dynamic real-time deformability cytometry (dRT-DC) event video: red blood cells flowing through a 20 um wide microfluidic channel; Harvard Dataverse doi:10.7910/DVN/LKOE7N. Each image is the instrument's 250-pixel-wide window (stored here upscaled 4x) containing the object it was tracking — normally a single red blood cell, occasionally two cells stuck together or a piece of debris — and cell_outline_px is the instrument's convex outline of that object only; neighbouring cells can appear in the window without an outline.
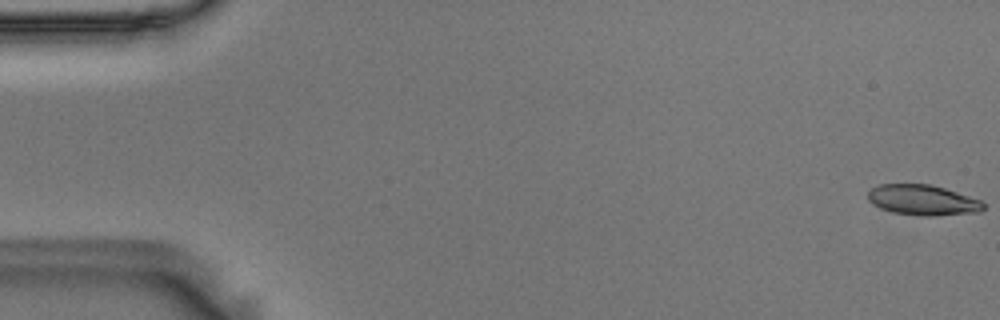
{"species": "Egyptian fruit bat (a non-hibernating species)", "species_latin": "Rousettus aegyptiacus", "temperature_condition": "room temperature", "stored_images_in_passage": 11, "camera_frame_rate_fps": 3000, "um_per_image_px": 0.085, "animal": {"sex": "male"}, "frame": {"image": 1, "passage_image": 1, "time_ms": 0.0, "image_size_px": [1000, 320], "cell_outline_px": [[984, 208], [980, 212], [932, 216], [924, 216], [892, 212], [880, 208], [872, 204], [868, 200], [868, 192], [876, 184], [928, 184], [944, 188], [980, 200], [984, 204]], "centroid_in_image_um": [78.4, 17.01], "position_along_channel_um": 6.6, "area_um2": 20.4}}